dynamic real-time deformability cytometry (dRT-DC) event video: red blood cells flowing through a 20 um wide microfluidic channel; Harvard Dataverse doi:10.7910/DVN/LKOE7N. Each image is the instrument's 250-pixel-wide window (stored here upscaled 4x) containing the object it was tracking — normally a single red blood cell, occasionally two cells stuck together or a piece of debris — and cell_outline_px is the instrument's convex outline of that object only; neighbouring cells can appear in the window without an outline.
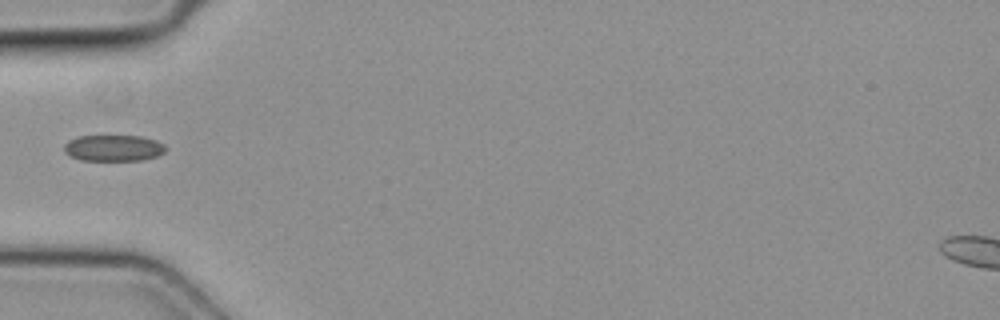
{"species": "common noctule bat (a hibernating species)", "species_latin": "Nyctalus noctula", "temperature_condition": "cold", "stored_images_in_passage": 5, "camera_frame_rate_fps": 3000, "um_per_image_px": 0.085, "animal": {"sex": "female", "body_mass_g": 19.3, "forearm_length_mm": 54.1}, "frame": {"image": 1, "passage_image": 5, "time_ms": 1.333, "image_size_px": [1000, 320], "cell_outline_px": [[164, 152], [156, 156], [140, 160], [80, 160], [64, 152], [64, 144], [68, 140], [76, 136], [140, 136], [156, 140], [164, 144]], "centroid_in_image_um": [9.61, 12.57], "position_along_channel_um": 75.4, "area_um2": 15.43}}